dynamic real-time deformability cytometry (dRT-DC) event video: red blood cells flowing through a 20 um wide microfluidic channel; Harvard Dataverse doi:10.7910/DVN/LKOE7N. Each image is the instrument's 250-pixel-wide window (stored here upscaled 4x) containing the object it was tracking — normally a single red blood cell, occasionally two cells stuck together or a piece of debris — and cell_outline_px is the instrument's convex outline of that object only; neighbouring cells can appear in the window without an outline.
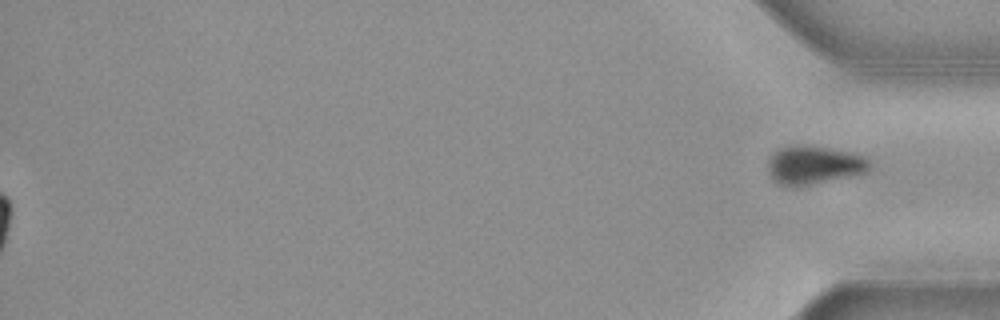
{"species": "common noctule bat (a hibernating species)", "species_latin": "Nyctalus noctula", "temperature_condition": "cold", "stored_images_in_passage": 12, "segment_of_instrument_passage": [2, 2], "camera_frame_rate_fps": 3000, "um_per_image_px": 0.085, "animal": {"sex": "female", "body_mass_g": 19.3, "forearm_length_mm": 54.1}, "frame": {"image": 1, "passage_image": 12, "time_ms": 3.667, "image_size_px": [1000, 320], "cell_outline_px": [[872, 164], [868, 172], [812, 184], [792, 188], [780, 184], [772, 180], [768, 172], [768, 160], [780, 148], [788, 144], [804, 144], [852, 152], [864, 156]], "centroid_in_image_um": [69.17, 14.02], "position_along_channel_um": 366.0, "area_um2": 23.12}}